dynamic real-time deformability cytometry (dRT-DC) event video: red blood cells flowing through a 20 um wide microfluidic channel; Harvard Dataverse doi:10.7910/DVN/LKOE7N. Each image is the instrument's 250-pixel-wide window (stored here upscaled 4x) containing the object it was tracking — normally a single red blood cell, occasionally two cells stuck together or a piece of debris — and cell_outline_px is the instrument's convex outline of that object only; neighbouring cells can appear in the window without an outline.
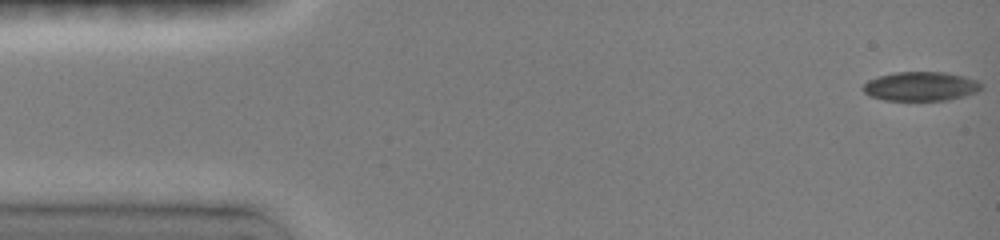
{"species": "common noctule bat (a hibernating species)", "species_latin": "Nyctalus noctula", "temperature_condition": "room temperature", "stored_images_in_passage": 48, "camera_frame_rate_fps": 3000, "um_per_image_px": 0.085, "animal": {"sex": "female", "body_mass_g": 19.0, "forearm_length_mm": 51.5}, "frame": {"image": 1, "passage_image": 1, "time_ms": 0.0, "image_size_px": [1000, 240], "cell_outline_px": [[984, 88], [976, 92], [964, 96], [948, 100], [884, 100], [868, 96], [860, 88], [868, 80], [876, 76], [896, 72], [944, 72], [964, 76], [980, 80]], "centroid_in_image_um": [78.26, 7.33], "position_along_channel_um": 6.7, "area_um2": 20.4}}
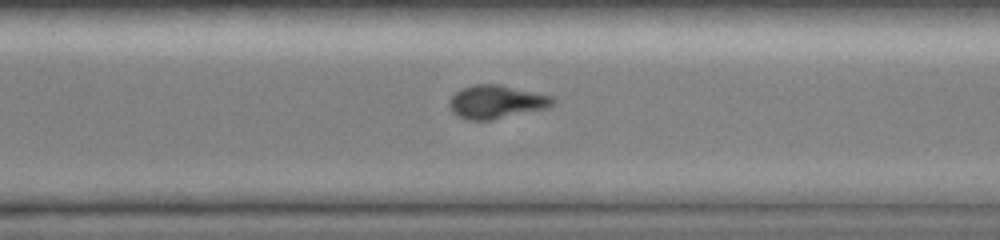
{"frame": {"image": 2, "passage_image": 34, "time_ms": 11.0, "image_size_px": [1000, 240], "cell_outline_px": [[556, 100], [552, 104], [544, 108], [492, 120], [468, 120], [456, 116], [452, 112], [448, 104], [452, 96], [460, 88], [476, 84], [500, 84], [552, 96]], "centroid_in_image_um": [42.13, 8.65], "position_along_channel_um": 328.5, "area_um2": 20.0}}
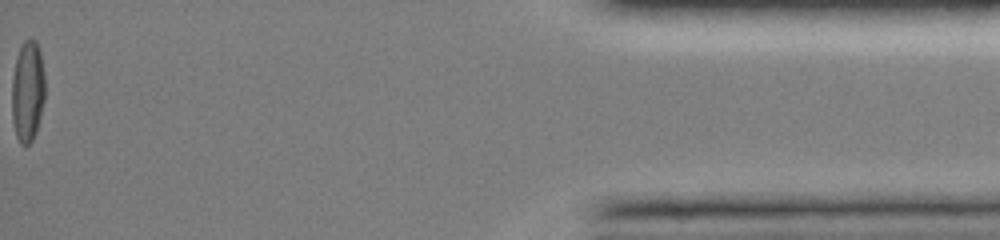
{"frame": {"image": 3, "passage_image": 48, "time_ms": 15.667, "image_size_px": [1000, 240], "cell_outline_px": [[44, 100], [36, 132], [32, 140], [28, 144], [20, 144], [16, 136], [12, 120], [12, 76], [16, 60], [20, 48], [24, 40], [36, 40], [40, 48], [44, 72]], "centroid_in_image_um": [2.35, 7.75], "position_along_channel_um": 432.9, "area_um2": 19.54}, "authors_computed_cell_mechanics": {"area_um2": 20.7502, "velocity_mm_per_s": 4.0346, "shape_relaxation_time_tau1_ms": 6.9125, "shape_relaxation_time_tau2_ms": null, "deformation_change_tau1": 0.1853, "deformation_change_tau2": null}}